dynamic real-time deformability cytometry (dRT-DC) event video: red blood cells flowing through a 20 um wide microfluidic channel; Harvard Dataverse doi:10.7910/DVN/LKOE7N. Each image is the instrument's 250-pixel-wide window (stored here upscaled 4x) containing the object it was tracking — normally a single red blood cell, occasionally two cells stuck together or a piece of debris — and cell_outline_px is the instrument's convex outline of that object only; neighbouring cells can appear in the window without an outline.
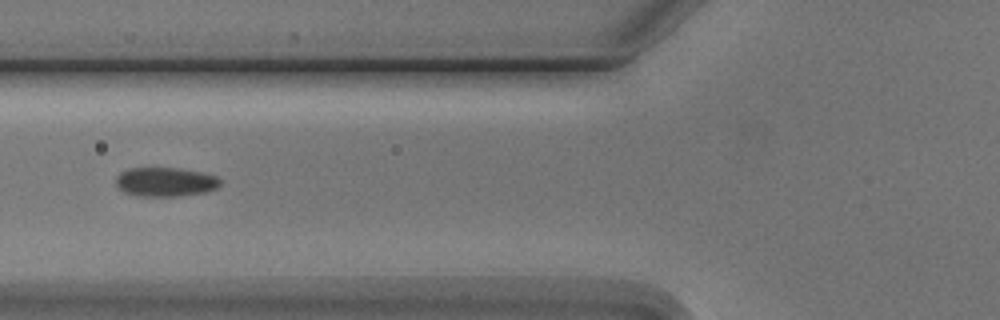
{"species": "Egyptian fruit bat (a non-hibernating species)", "species_latin": "Rousettus aegyptiacus", "temperature_condition": "cold", "stored_images_in_passage": 3, "camera_frame_rate_fps": 3000, "um_per_image_px": 0.085, "animal": {"sex": "male"}, "frame": {"image": 1, "passage_image": 3, "time_ms": 3.333, "image_size_px": [1000, 320], "cell_outline_px": [[220, 184], [216, 188], [208, 192], [180, 196], [136, 196], [124, 192], [116, 184], [116, 176], [120, 172], [128, 168], [180, 168], [200, 172], [216, 176], [220, 180]], "centroid_in_image_um": [14.05, 15.47], "position_along_channel_um": 111.8, "area_um2": 17.8}}